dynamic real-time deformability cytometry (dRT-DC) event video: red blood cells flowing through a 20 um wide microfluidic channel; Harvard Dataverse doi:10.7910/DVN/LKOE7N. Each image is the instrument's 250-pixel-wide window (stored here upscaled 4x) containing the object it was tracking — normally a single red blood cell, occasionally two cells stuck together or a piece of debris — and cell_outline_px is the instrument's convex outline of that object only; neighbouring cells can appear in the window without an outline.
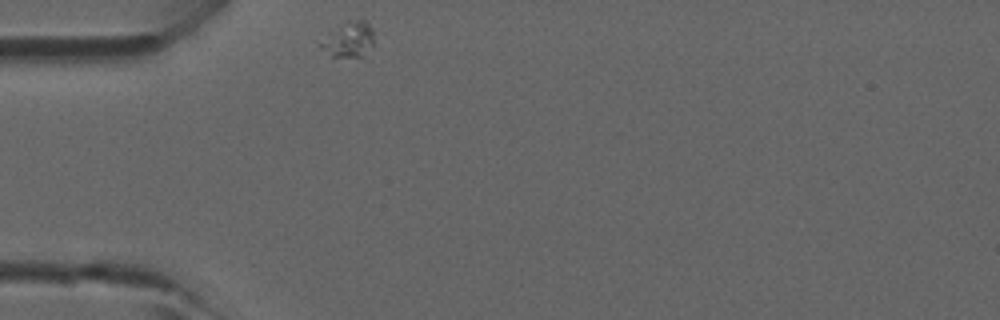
{"species": "common noctule bat (a hibernating species)", "species_latin": "Nyctalus noctula", "temperature_condition": "room temperature", "stored_images_in_passage": 27, "camera_frame_rate_fps": 3000, "um_per_image_px": 0.085, "animal": {"sex": "male", "forearm_length_mm": 52.5}, "frame": {"image": 1, "passage_image": 1, "time_ms": 0.0, "image_size_px": [1000, 320], "cell_outline_px": [[376, 44], [364, 56], [332, 56], [316, 44], [344, 20], [364, 20], [372, 28]], "centroid_in_image_um": [29.68, 3.34], "position_along_channel_um": 55.3, "area_um2": 11.27}}
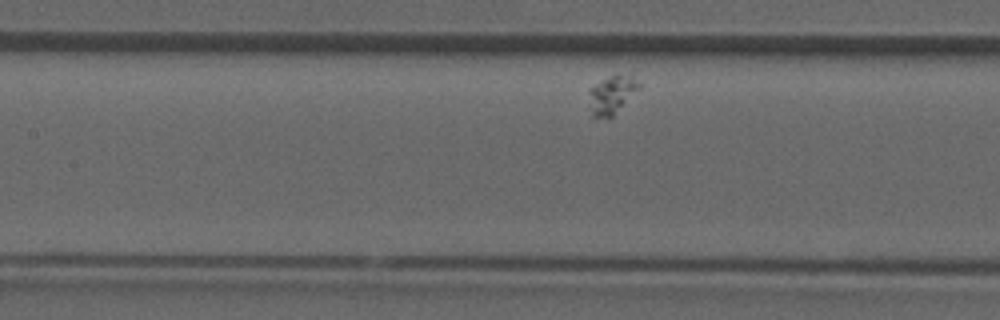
{"frame": {"image": 2, "passage_image": 10, "time_ms": 3.0, "image_size_px": [1000, 320], "cell_outline_px": [[644, 84], [612, 116], [592, 120], [588, 92], [588, 88], [608, 76], [632, 72]], "centroid_in_image_um": [52.04, 8.0], "position_along_channel_um": 155.4, "area_um2": 11.79}}
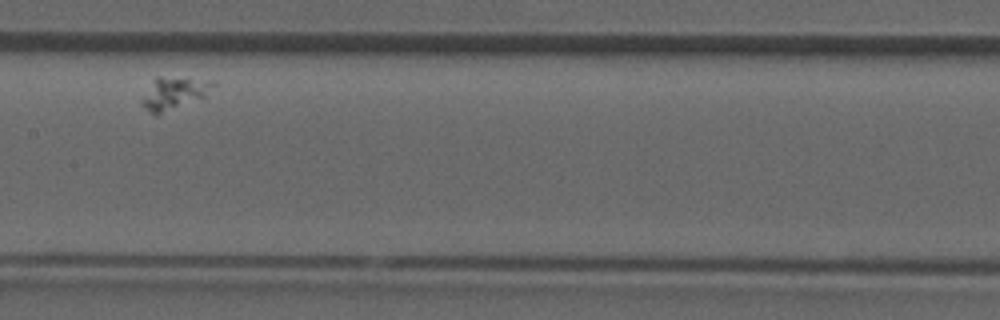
{"frame": {"image": 3, "passage_image": 13, "time_ms": 4.0, "image_size_px": [1000, 320], "cell_outline_px": [[216, 84], [204, 96], [156, 116], [140, 104], [140, 100], [156, 76], [160, 76], [216, 80]], "centroid_in_image_um": [14.78, 7.9], "position_along_channel_um": 192.6, "area_um2": 13.35}}